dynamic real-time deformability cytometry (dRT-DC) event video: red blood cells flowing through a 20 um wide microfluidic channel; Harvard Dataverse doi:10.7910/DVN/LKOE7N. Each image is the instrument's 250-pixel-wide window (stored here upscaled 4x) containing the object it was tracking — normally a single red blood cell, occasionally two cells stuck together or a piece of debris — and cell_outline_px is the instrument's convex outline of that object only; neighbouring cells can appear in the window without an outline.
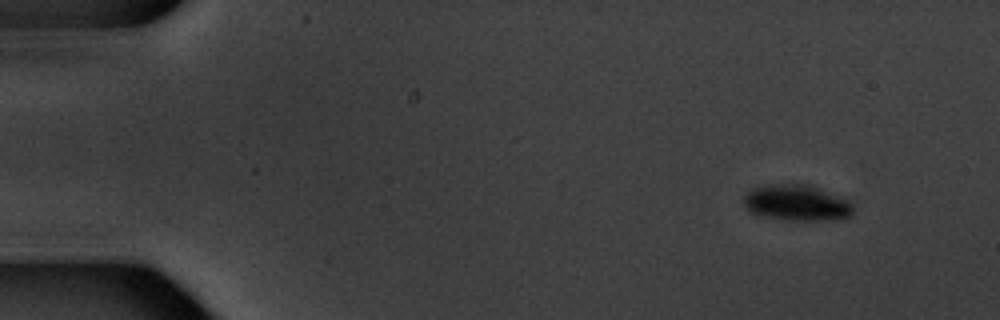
{"species": "common noctule bat (a hibernating species)", "species_latin": "Nyctalus noctula", "temperature_condition": "warm", "stored_images_in_passage": 5, "camera_frame_rate_fps": 3000, "um_per_image_px": 0.085, "animal": {"sex": "male", "body_mass_g": 20.1, "forearm_length_mm": 53.5}, "frame": {"image": 1, "passage_image": 2, "time_ms": 1.0, "image_size_px": [1000, 320], "cell_outline_px": [[852, 216], [824, 220], [784, 220], [748, 212], [744, 208], [744, 196], [752, 188], [772, 184], [808, 184], [820, 188], [852, 200]], "centroid_in_image_um": [67.73, 17.23], "position_along_channel_um": 17.3, "area_um2": 23.12}}
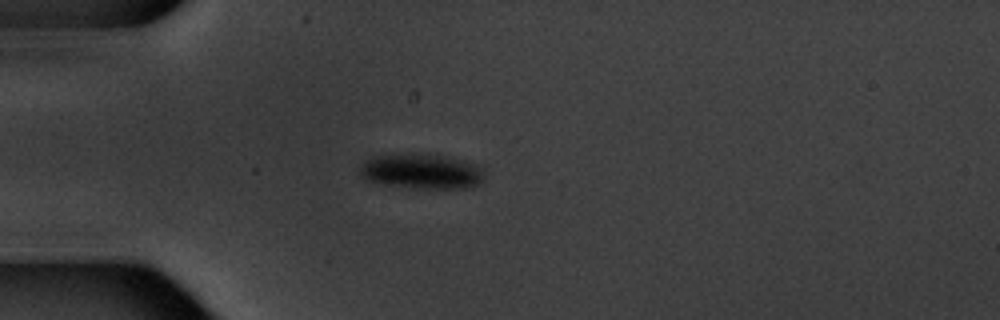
{"frame": {"image": 2, "passage_image": 5, "time_ms": 4.667, "image_size_px": [1000, 320], "cell_outline_px": [[484, 176], [472, 188], [424, 188], [392, 184], [368, 180], [360, 176], [360, 164], [372, 156], [384, 152], [428, 152], [460, 160], [472, 164], [480, 168]], "centroid_in_image_um": [35.75, 14.49], "position_along_channel_um": 49.3, "area_um2": 25.61}}